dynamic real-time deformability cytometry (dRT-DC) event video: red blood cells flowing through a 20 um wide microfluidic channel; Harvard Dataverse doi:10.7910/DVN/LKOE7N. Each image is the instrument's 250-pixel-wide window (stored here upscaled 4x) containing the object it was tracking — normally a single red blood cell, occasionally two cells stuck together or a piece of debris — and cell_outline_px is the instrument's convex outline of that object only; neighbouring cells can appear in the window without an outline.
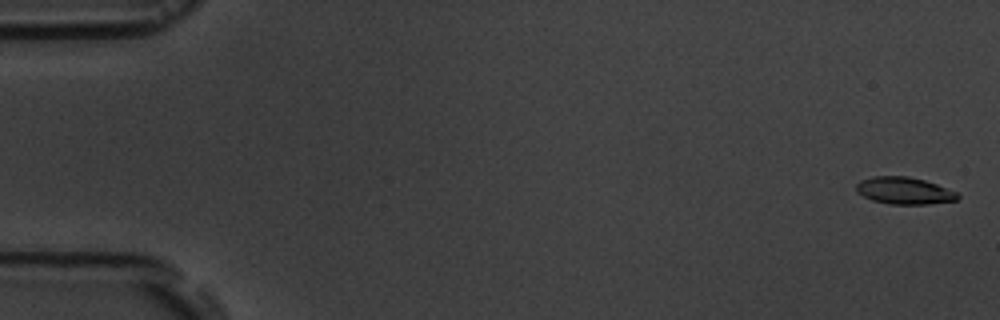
{"species": "common noctule bat (a hibernating species)", "species_latin": "Nyctalus noctula", "temperature_condition": "room temperature", "stored_images_in_passage": 4, "camera_frame_rate_fps": 3000, "um_per_image_px": 0.085, "animal": {"sex": "male", "body_mass_g": 19.5, "forearm_length_mm": 54.6}, "frame": {"image": 1, "passage_image": 1, "time_ms": 0.0, "image_size_px": [1000, 320], "cell_outline_px": [[960, 196], [956, 200], [928, 204], [888, 204], [872, 200], [856, 192], [856, 184], [860, 180], [872, 176], [908, 176], [924, 180], [936, 184], [956, 192]], "centroid_in_image_um": [76.82, 16.2], "position_along_channel_um": 8.2, "area_um2": 15.95}}